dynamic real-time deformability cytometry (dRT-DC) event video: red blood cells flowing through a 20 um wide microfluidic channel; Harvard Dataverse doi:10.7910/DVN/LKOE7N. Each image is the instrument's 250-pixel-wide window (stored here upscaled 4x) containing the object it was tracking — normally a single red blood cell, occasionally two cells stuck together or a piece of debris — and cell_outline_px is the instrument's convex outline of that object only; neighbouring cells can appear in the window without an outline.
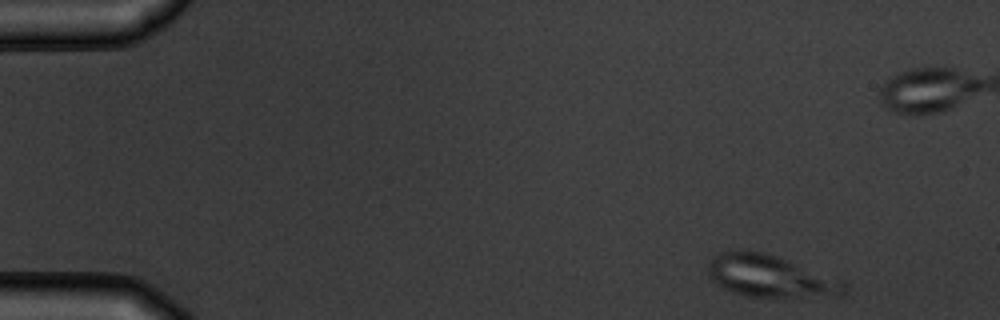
{"species": "common noctule bat (a hibernating species)", "species_latin": "Nyctalus noctula", "temperature_condition": "warm", "stored_images_in_passage": 5, "camera_frame_rate_fps": 3000, "um_per_image_px": 0.085, "animal": {"sex": "male", "body_mass_g": 19.5, "forearm_length_mm": 54.6}, "frame": {"image": 1, "passage_image": 1, "time_ms": 0.0, "image_size_px": [1000, 320], "cell_outline_px": [[848, 292], [844, 296], [744, 296], [732, 292], [716, 284], [712, 280], [708, 272], [708, 264], [712, 256], [720, 252], [764, 252], [844, 280], [848, 284]], "centroid_in_image_um": [65.53, 23.5], "position_along_channel_um": 19.5, "area_um2": 33.06}}